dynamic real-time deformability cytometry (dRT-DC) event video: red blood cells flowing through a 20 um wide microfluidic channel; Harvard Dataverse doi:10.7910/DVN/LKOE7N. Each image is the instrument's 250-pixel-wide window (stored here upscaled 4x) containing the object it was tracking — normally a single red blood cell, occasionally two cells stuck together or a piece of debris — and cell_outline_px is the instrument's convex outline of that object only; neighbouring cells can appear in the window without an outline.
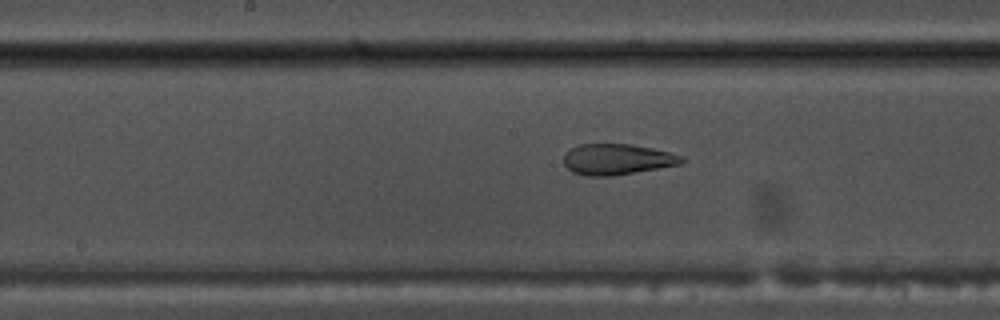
{"species": "common noctule bat (a hibernating species)", "species_latin": "Nyctalus noctula", "temperature_condition": "warm", "stored_images_in_passage": 53, "camera_frame_rate_fps": 3000, "um_per_image_px": 0.085, "animal": {"sex": "male", "body_mass_g": 17.5, "forearm_length_mm": 52.3}, "frame": {"image": 1, "passage_image": 27, "time_ms": 8.667, "image_size_px": [1000, 320], "cell_outline_px": [[684, 160], [680, 164], [612, 176], [588, 176], [572, 172], [564, 164], [564, 156], [572, 148], [580, 144], [632, 144], [652, 148], [684, 156]], "centroid_in_image_um": [52.45, 13.54], "position_along_channel_um": 195.7, "area_um2": 20.98}}
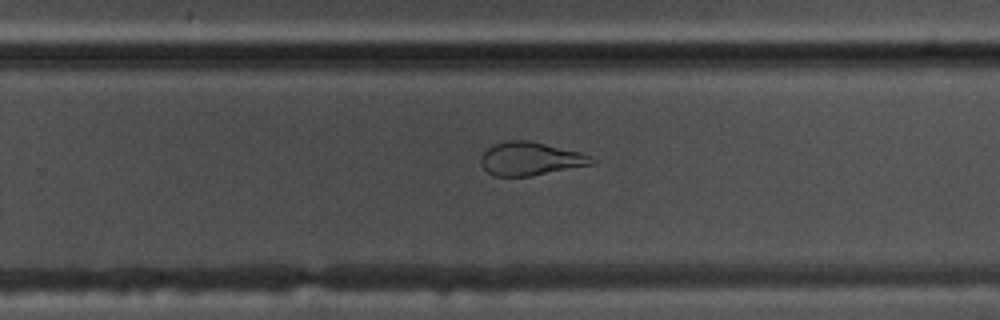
{"frame": {"image": 2, "passage_image": 34, "time_ms": 11.0, "image_size_px": [1000, 320], "cell_outline_px": [[596, 164], [532, 176], [492, 176], [480, 164], [480, 156], [492, 144], [508, 140], [528, 140], [580, 152], [592, 156], [596, 160]], "centroid_in_image_um": [45.1, 13.5], "position_along_channel_um": 284.7, "area_um2": 21.79}}
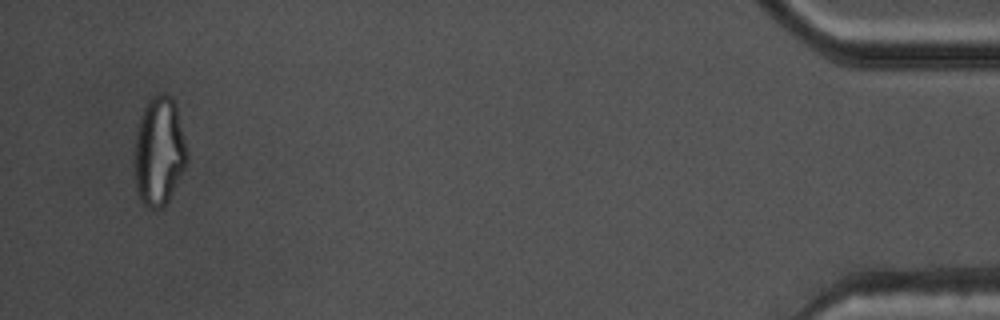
{"frame": {"image": 3, "passage_image": 51, "time_ms": 16.667, "image_size_px": [1000, 320], "cell_outline_px": [[188, 160], [168, 200], [160, 208], [148, 208], [140, 200], [136, 188], [132, 168], [132, 164], [136, 132], [140, 116], [148, 100], [152, 96], [164, 92], [172, 96], [176, 104], [188, 152]], "centroid_in_image_um": [13.49, 12.84], "position_along_channel_um": 421.7, "area_um2": 33.87}, "authors_computed_cell_mechanics": {"area_um2": 26.3568, "velocity_mm_per_s": 3.8206, "shape_relaxation_time_tau1_ms": null, "shape_relaxation_time_tau2_ms": 1.3287, "deformation_change_tau1": null, "deformation_change_tau2": 0.0923}}